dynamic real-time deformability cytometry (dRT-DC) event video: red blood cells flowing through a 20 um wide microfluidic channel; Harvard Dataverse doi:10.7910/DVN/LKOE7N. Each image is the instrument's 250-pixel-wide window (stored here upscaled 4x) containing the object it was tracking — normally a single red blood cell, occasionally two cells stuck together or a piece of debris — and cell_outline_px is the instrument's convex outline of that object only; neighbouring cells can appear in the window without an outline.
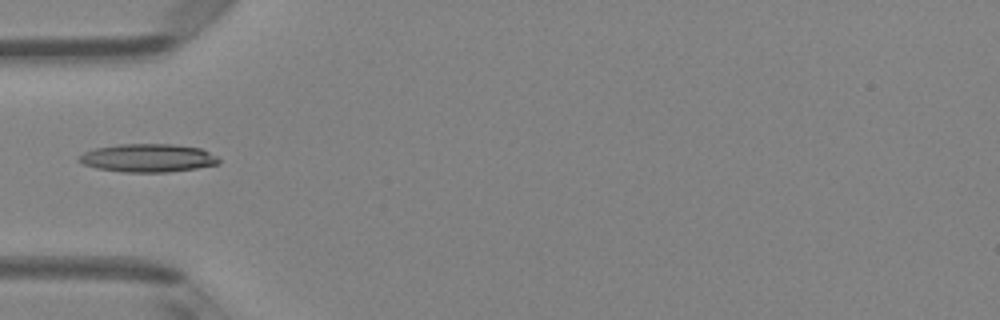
{"species": "Egyptian fruit bat (a non-hibernating species)", "species_latin": "Rousettus aegyptiacus", "temperature_condition": "room temperature", "stored_images_in_passage": 5, "camera_frame_rate_fps": 3000, "um_per_image_px": 0.085, "animal": {"sex": "female"}, "frame": {"image": 1, "passage_image": 4, "time_ms": 3.667, "image_size_px": [1000, 320], "cell_outline_px": [[220, 164], [196, 168], [168, 172], [124, 172], [96, 168], [84, 164], [76, 160], [84, 152], [92, 148], [120, 144], [172, 144], [200, 148], [216, 156], [220, 160]], "centroid_in_image_um": [12.55, 13.43], "position_along_channel_um": 72.4, "area_um2": 23.0}}
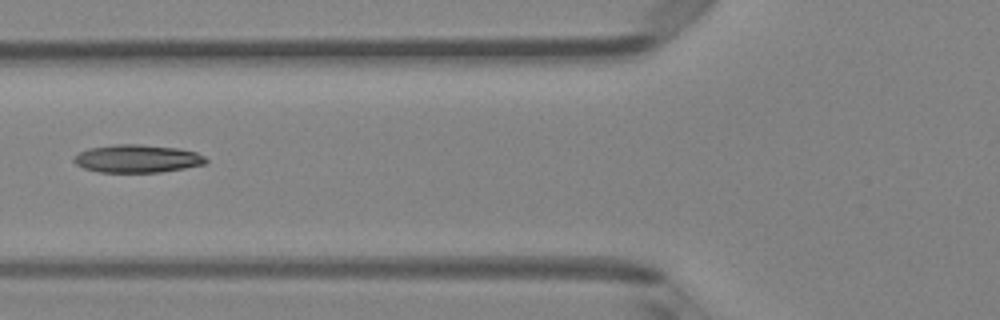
{"frame": {"image": 2, "passage_image": 5, "time_ms": 4.667, "image_size_px": [1000, 320], "cell_outline_px": [[208, 160], [204, 164], [184, 168], [160, 172], [100, 172], [84, 168], [76, 164], [72, 160], [80, 152], [88, 148], [116, 144], [140, 144], [180, 148], [196, 152], [204, 156]], "centroid_in_image_um": [11.67, 13.48], "position_along_channel_um": 114.1, "area_um2": 21.44}}